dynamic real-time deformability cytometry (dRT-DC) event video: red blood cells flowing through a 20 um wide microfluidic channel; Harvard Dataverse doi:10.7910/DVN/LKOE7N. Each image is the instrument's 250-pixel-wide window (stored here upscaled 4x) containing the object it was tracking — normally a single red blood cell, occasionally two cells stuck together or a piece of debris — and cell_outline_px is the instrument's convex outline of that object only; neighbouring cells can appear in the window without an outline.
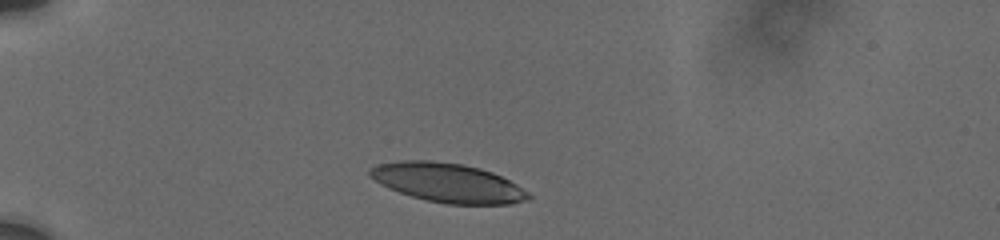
{"species": "human", "species_latin": "Homo sapiens", "temperature_condition": "cold", "stored_images_in_passage": 5, "camera_frame_rate_fps": 3000, "um_per_image_px": 0.085, "donor": {"sex": "male"}, "frame": {"image": 1, "passage_image": 1, "time_ms": 0.0, "image_size_px": [1000, 240], "cell_outline_px": [[532, 196], [528, 200], [512, 204], [444, 204], [412, 196], [388, 188], [376, 180], [368, 172], [372, 168], [380, 164], [404, 160], [428, 160], [460, 164], [480, 168], [492, 172], [516, 184], [528, 192]], "centroid_in_image_um": [38.11, 15.54], "position_along_channel_um": 46.9, "area_um2": 35.66}}